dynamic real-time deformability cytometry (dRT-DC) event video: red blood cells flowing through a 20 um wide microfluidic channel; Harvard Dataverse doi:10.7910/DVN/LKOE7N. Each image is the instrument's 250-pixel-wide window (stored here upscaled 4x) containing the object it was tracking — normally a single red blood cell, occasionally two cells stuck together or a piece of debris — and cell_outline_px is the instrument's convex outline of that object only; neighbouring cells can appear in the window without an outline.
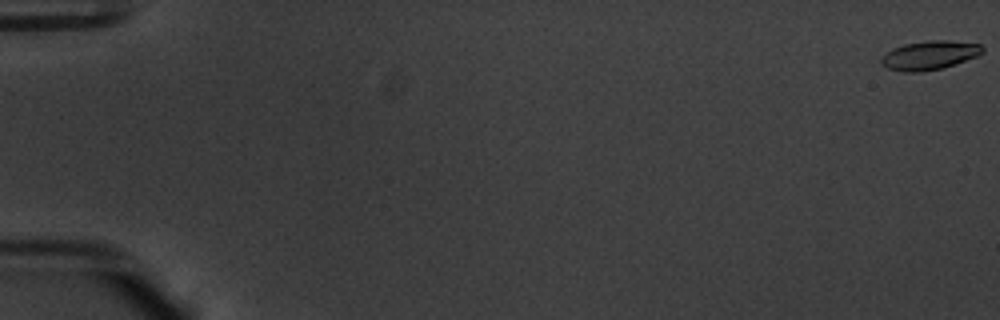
{"species": "common noctule bat (a hibernating species)", "species_latin": "Nyctalus noctula", "temperature_condition": "warm", "stored_images_in_passage": 56, "camera_frame_rate_fps": 3000, "um_per_image_px": 0.085, "animal": {"sex": "male", "body_mass_g": 20.1, "forearm_length_mm": 53.5}, "frame": {"image": 1, "passage_image": 1, "time_ms": 0.0, "image_size_px": [1000, 320], "cell_outline_px": [[984, 52], [976, 56], [940, 68], [920, 72], [904, 72], [888, 68], [880, 64], [880, 56], [892, 48], [904, 44], [928, 40], [948, 40], [980, 44], [984, 48]], "centroid_in_image_um": [78.95, 4.68], "position_along_channel_um": 6.1, "area_um2": 16.99}}
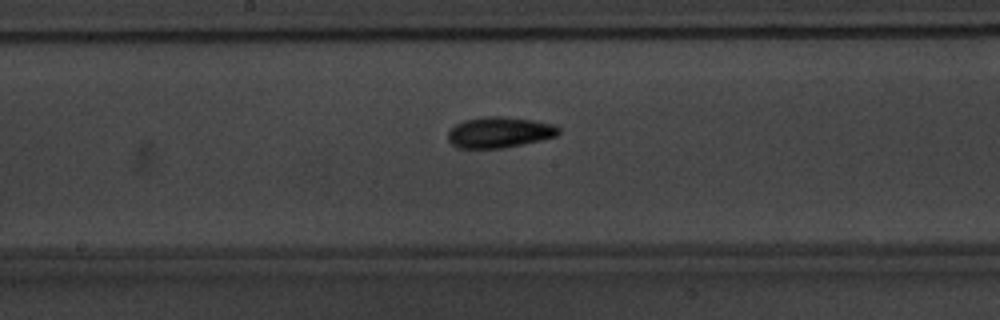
{"frame": {"image": 2, "passage_image": 31, "time_ms": 10.0, "image_size_px": [1000, 320], "cell_outline_px": [[560, 132], [556, 136], [540, 140], [504, 148], [456, 148], [448, 140], [448, 132], [456, 124], [464, 120], [484, 116], [500, 116], [536, 120], [552, 124], [560, 128]], "centroid_in_image_um": [42.44, 11.24], "position_along_channel_um": 205.8, "area_um2": 19.94}}
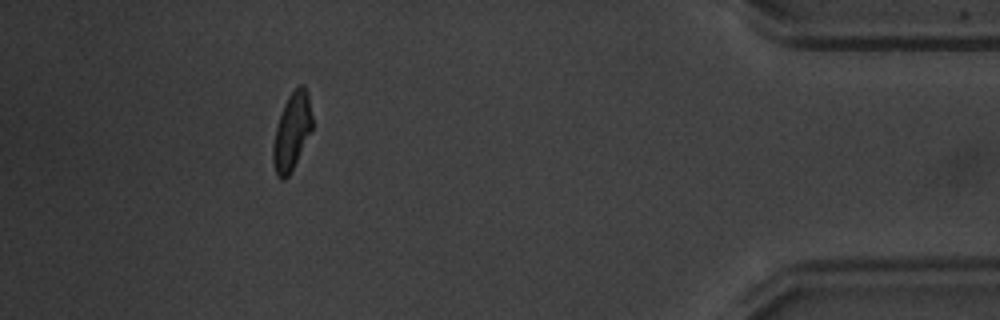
{"frame": {"image": 3, "passage_image": 51, "time_ms": 16.667, "image_size_px": [1000, 320], "cell_outline_px": [[312, 128], [288, 176], [284, 180], [280, 180], [276, 176], [272, 160], [272, 144], [276, 128], [284, 104], [288, 96], [300, 84], [304, 84], [308, 92], [312, 116]], "centroid_in_image_um": [24.79, 11.17], "position_along_channel_um": 410.4, "area_um2": 17.4}, "authors_computed_cell_mechanics": {"area_um2": 17.6868, "velocity_mm_per_s": 3.7953, "shape_relaxation_time_tau1_ms": 3.249, "shape_relaxation_time_tau2_ms": 4.3426, "deformation_change_tau1": 0.1542, "deformation_change_tau2": 0.1094}}